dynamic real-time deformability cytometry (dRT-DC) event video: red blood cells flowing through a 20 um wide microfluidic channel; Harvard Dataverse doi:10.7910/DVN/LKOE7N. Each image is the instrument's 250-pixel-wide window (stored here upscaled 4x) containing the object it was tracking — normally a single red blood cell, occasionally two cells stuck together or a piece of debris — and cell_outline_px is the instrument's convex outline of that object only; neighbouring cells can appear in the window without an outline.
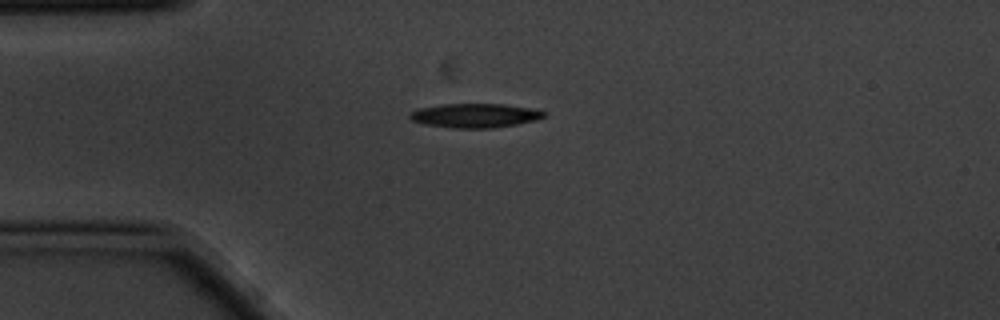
{"species": "common noctule bat (a hibernating species)", "species_latin": "Nyctalus noctula", "temperature_condition": "cold", "stored_images_in_passage": 4, "camera_frame_rate_fps": 3000, "um_per_image_px": 0.085, "animal": {"sex": "male", "body_mass_g": 20.1, "forearm_length_mm": 53.5}, "frame": {"image": 1, "passage_image": 1, "time_ms": 0.0, "image_size_px": [1000, 320], "cell_outline_px": [[544, 116], [536, 120], [516, 124], [492, 128], [452, 128], [424, 124], [412, 120], [408, 116], [408, 112], [416, 108], [444, 104], [504, 104], [528, 108], [544, 112]], "centroid_in_image_um": [40.28, 9.82], "position_along_channel_um": 44.7, "area_um2": 18.79}}